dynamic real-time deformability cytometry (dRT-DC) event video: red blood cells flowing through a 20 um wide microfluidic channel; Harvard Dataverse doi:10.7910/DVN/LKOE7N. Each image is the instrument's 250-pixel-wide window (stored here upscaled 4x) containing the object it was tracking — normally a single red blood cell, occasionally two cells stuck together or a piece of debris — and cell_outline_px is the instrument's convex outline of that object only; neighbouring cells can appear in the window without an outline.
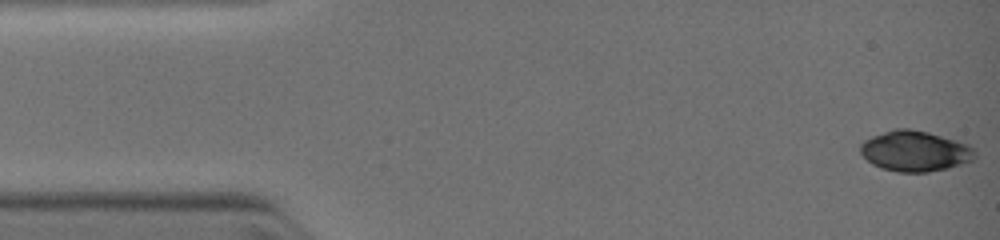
{"species": "common noctule bat (a hibernating species)", "species_latin": "Nyctalus noctula", "temperature_condition": "warm", "stored_images_in_passage": 17, "camera_frame_rate_fps": 3000, "um_per_image_px": 0.085, "animal": {"sex": "female", "body_mass_g": 19.0, "forearm_length_mm": 51.5}, "frame": {"image": 1, "passage_image": 1, "time_ms": 0.0, "image_size_px": [1000, 240], "cell_outline_px": [[976, 156], [972, 160], [944, 168], [928, 172], [900, 172], [884, 168], [872, 164], [860, 152], [860, 144], [864, 140], [872, 136], [896, 128], [908, 128], [928, 132], [956, 140], [968, 144], [976, 148]], "centroid_in_image_um": [77.78, 12.83], "position_along_channel_um": 7.2, "area_um2": 26.82}}
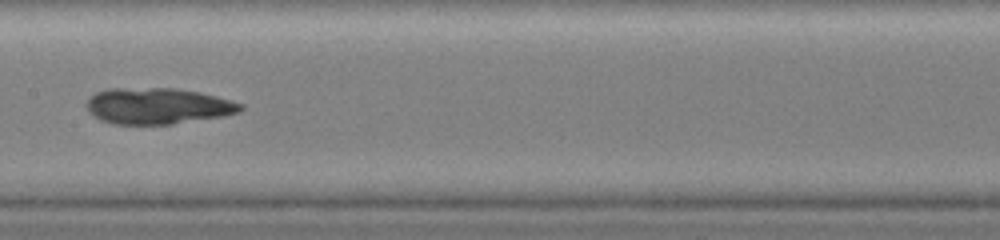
{"frame": {"image": 2, "passage_image": 10, "time_ms": 6.0, "image_size_px": [1000, 240], "cell_outline_px": [[244, 108], [240, 112], [220, 116], [172, 124], [112, 124], [100, 120], [88, 112], [84, 104], [96, 92], [108, 88], [176, 88], [200, 92], [216, 96], [244, 104]], "centroid_in_image_um": [13.38, 9.0], "position_along_channel_um": 194.0, "area_um2": 32.54}}
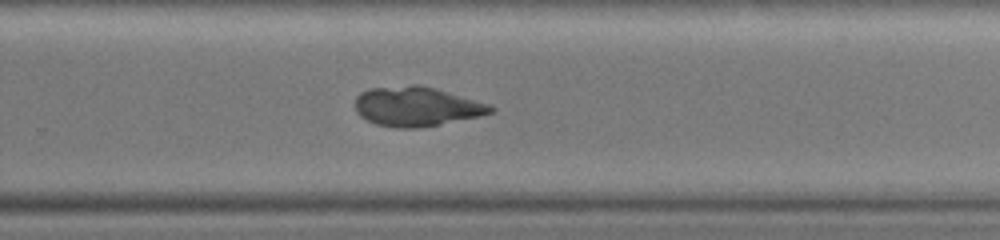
{"frame": {"image": 3, "passage_image": 16, "time_ms": 8.0, "image_size_px": [1000, 240], "cell_outline_px": [[496, 108], [492, 112], [480, 116], [416, 128], [396, 128], [376, 124], [360, 116], [356, 112], [356, 96], [360, 92], [368, 88], [412, 84], [420, 84], [492, 104]], "centroid_in_image_um": [35.4, 9.03], "position_along_channel_um": 294.4, "area_um2": 31.27}}